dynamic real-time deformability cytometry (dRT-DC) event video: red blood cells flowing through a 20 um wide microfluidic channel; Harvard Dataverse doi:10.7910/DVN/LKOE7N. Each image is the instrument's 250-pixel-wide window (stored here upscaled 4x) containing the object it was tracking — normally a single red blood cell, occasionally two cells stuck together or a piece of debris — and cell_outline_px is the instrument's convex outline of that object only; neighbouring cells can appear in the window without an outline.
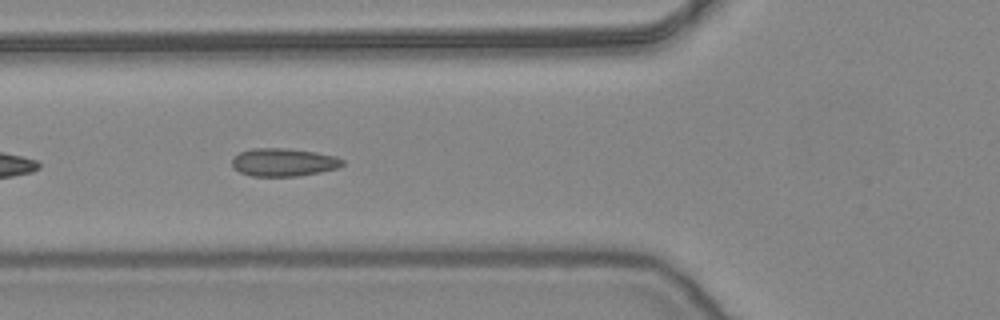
{"species": "common noctule bat (a hibernating species)", "species_latin": "Nyctalus noctula", "temperature_condition": "warm", "stored_images_in_passage": 7, "camera_frame_rate_fps": 3000, "um_per_image_px": 0.085, "animal": {"sex": "female", "body_mass_g": 24.6, "forearm_length_mm": 56.2}, "frame": {"image": 1, "passage_image": 5, "time_ms": 1.333, "image_size_px": [1000, 320], "cell_outline_px": [[344, 164], [340, 168], [320, 172], [296, 176], [252, 176], [240, 172], [232, 168], [232, 160], [240, 152], [252, 148], [288, 148], [316, 152], [336, 156], [344, 160]], "centroid_in_image_um": [24.13, 13.79], "position_along_channel_um": 101.7, "area_um2": 18.15}}